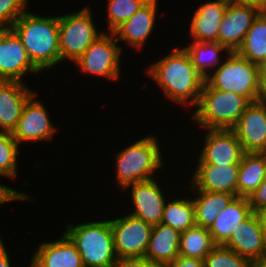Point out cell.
<instances>
[{"label": "cell", "instance_id": "obj_1", "mask_svg": "<svg viewBox=\"0 0 266 267\" xmlns=\"http://www.w3.org/2000/svg\"><path fill=\"white\" fill-rule=\"evenodd\" d=\"M145 70V76L158 84L166 101L195 109L205 79L197 72L184 47H172L167 55L163 54Z\"/></svg>", "mask_w": 266, "mask_h": 267}, {"label": "cell", "instance_id": "obj_2", "mask_svg": "<svg viewBox=\"0 0 266 267\" xmlns=\"http://www.w3.org/2000/svg\"><path fill=\"white\" fill-rule=\"evenodd\" d=\"M20 38L32 64L50 72L61 64L59 16H42L27 10L10 27ZM57 65V66H56Z\"/></svg>", "mask_w": 266, "mask_h": 267}, {"label": "cell", "instance_id": "obj_3", "mask_svg": "<svg viewBox=\"0 0 266 267\" xmlns=\"http://www.w3.org/2000/svg\"><path fill=\"white\" fill-rule=\"evenodd\" d=\"M159 143L157 136L147 134L114 153L116 189L121 192L129 184L158 178L157 171L162 174L160 170L166 167L167 160L163 158L164 150Z\"/></svg>", "mask_w": 266, "mask_h": 267}, {"label": "cell", "instance_id": "obj_4", "mask_svg": "<svg viewBox=\"0 0 266 267\" xmlns=\"http://www.w3.org/2000/svg\"><path fill=\"white\" fill-rule=\"evenodd\" d=\"M65 224L63 231L81 255L84 267H113L116 262L110 219Z\"/></svg>", "mask_w": 266, "mask_h": 267}, {"label": "cell", "instance_id": "obj_5", "mask_svg": "<svg viewBox=\"0 0 266 267\" xmlns=\"http://www.w3.org/2000/svg\"><path fill=\"white\" fill-rule=\"evenodd\" d=\"M251 103L246 96L214 89L205 81L190 118L198 128L231 130Z\"/></svg>", "mask_w": 266, "mask_h": 267}, {"label": "cell", "instance_id": "obj_6", "mask_svg": "<svg viewBox=\"0 0 266 267\" xmlns=\"http://www.w3.org/2000/svg\"><path fill=\"white\" fill-rule=\"evenodd\" d=\"M92 11L87 4L74 12L59 14L61 63L69 61L73 64L104 33V30L97 29Z\"/></svg>", "mask_w": 266, "mask_h": 267}, {"label": "cell", "instance_id": "obj_7", "mask_svg": "<svg viewBox=\"0 0 266 267\" xmlns=\"http://www.w3.org/2000/svg\"><path fill=\"white\" fill-rule=\"evenodd\" d=\"M260 75V66L231 52L205 81L214 89L240 94L255 102L259 93Z\"/></svg>", "mask_w": 266, "mask_h": 267}, {"label": "cell", "instance_id": "obj_8", "mask_svg": "<svg viewBox=\"0 0 266 267\" xmlns=\"http://www.w3.org/2000/svg\"><path fill=\"white\" fill-rule=\"evenodd\" d=\"M123 47L119 45L113 32L105 30L73 64L83 74L114 82L121 78V62L125 52Z\"/></svg>", "mask_w": 266, "mask_h": 267}, {"label": "cell", "instance_id": "obj_9", "mask_svg": "<svg viewBox=\"0 0 266 267\" xmlns=\"http://www.w3.org/2000/svg\"><path fill=\"white\" fill-rule=\"evenodd\" d=\"M110 219L117 258L145 257L153 225L126 211Z\"/></svg>", "mask_w": 266, "mask_h": 267}, {"label": "cell", "instance_id": "obj_10", "mask_svg": "<svg viewBox=\"0 0 266 267\" xmlns=\"http://www.w3.org/2000/svg\"><path fill=\"white\" fill-rule=\"evenodd\" d=\"M37 97L38 92H35L27 100L17 126L11 133L19 145L23 142L27 144L50 141L55 137V132L58 133L57 125L50 118L46 103Z\"/></svg>", "mask_w": 266, "mask_h": 267}, {"label": "cell", "instance_id": "obj_11", "mask_svg": "<svg viewBox=\"0 0 266 267\" xmlns=\"http://www.w3.org/2000/svg\"><path fill=\"white\" fill-rule=\"evenodd\" d=\"M159 182V178H155L149 181L127 185L122 192L125 191L124 193H126L128 191L127 198L130 195L129 200L131 202L129 203V207L130 204L133 207H130L131 211L128 213L151 225L161 223L165 203L172 197V193L168 196L166 194L167 192L163 190L164 187L160 186L162 183L160 184Z\"/></svg>", "mask_w": 266, "mask_h": 267}, {"label": "cell", "instance_id": "obj_12", "mask_svg": "<svg viewBox=\"0 0 266 267\" xmlns=\"http://www.w3.org/2000/svg\"><path fill=\"white\" fill-rule=\"evenodd\" d=\"M201 150L196 154V164H240L245 151L232 130L204 129Z\"/></svg>", "mask_w": 266, "mask_h": 267}, {"label": "cell", "instance_id": "obj_13", "mask_svg": "<svg viewBox=\"0 0 266 267\" xmlns=\"http://www.w3.org/2000/svg\"><path fill=\"white\" fill-rule=\"evenodd\" d=\"M39 73L17 34L11 28H0V80L24 83L26 75Z\"/></svg>", "mask_w": 266, "mask_h": 267}, {"label": "cell", "instance_id": "obj_14", "mask_svg": "<svg viewBox=\"0 0 266 267\" xmlns=\"http://www.w3.org/2000/svg\"><path fill=\"white\" fill-rule=\"evenodd\" d=\"M240 164L214 165L196 164L184 185L186 191L226 192L238 197V175ZM186 186V187H185ZM188 188V189H187Z\"/></svg>", "mask_w": 266, "mask_h": 267}, {"label": "cell", "instance_id": "obj_15", "mask_svg": "<svg viewBox=\"0 0 266 267\" xmlns=\"http://www.w3.org/2000/svg\"><path fill=\"white\" fill-rule=\"evenodd\" d=\"M262 11L255 5L229 2L219 26L217 42L230 52H236Z\"/></svg>", "mask_w": 266, "mask_h": 267}, {"label": "cell", "instance_id": "obj_16", "mask_svg": "<svg viewBox=\"0 0 266 267\" xmlns=\"http://www.w3.org/2000/svg\"><path fill=\"white\" fill-rule=\"evenodd\" d=\"M159 0H149L127 21L117 27L113 34L118 42H125L128 47L141 52L146 41L149 40L157 25L158 2Z\"/></svg>", "mask_w": 266, "mask_h": 267}, {"label": "cell", "instance_id": "obj_17", "mask_svg": "<svg viewBox=\"0 0 266 267\" xmlns=\"http://www.w3.org/2000/svg\"><path fill=\"white\" fill-rule=\"evenodd\" d=\"M231 130L245 153H266V105L252 102Z\"/></svg>", "mask_w": 266, "mask_h": 267}, {"label": "cell", "instance_id": "obj_18", "mask_svg": "<svg viewBox=\"0 0 266 267\" xmlns=\"http://www.w3.org/2000/svg\"><path fill=\"white\" fill-rule=\"evenodd\" d=\"M63 234L55 241H41L30 256L29 267H84L81 255L69 237Z\"/></svg>", "mask_w": 266, "mask_h": 267}, {"label": "cell", "instance_id": "obj_19", "mask_svg": "<svg viewBox=\"0 0 266 267\" xmlns=\"http://www.w3.org/2000/svg\"><path fill=\"white\" fill-rule=\"evenodd\" d=\"M223 246L249 258L253 263L260 258L266 252V238L259 213L254 212L234 229Z\"/></svg>", "mask_w": 266, "mask_h": 267}, {"label": "cell", "instance_id": "obj_20", "mask_svg": "<svg viewBox=\"0 0 266 267\" xmlns=\"http://www.w3.org/2000/svg\"><path fill=\"white\" fill-rule=\"evenodd\" d=\"M35 92L27 83L0 80V132H13L27 100Z\"/></svg>", "mask_w": 266, "mask_h": 267}, {"label": "cell", "instance_id": "obj_21", "mask_svg": "<svg viewBox=\"0 0 266 267\" xmlns=\"http://www.w3.org/2000/svg\"><path fill=\"white\" fill-rule=\"evenodd\" d=\"M227 0H208L197 7L189 25V38L197 42H217L220 23L228 5Z\"/></svg>", "mask_w": 266, "mask_h": 267}, {"label": "cell", "instance_id": "obj_22", "mask_svg": "<svg viewBox=\"0 0 266 267\" xmlns=\"http://www.w3.org/2000/svg\"><path fill=\"white\" fill-rule=\"evenodd\" d=\"M254 212L245 197H235L223 209L209 228L215 245H224L230 238L232 231L248 219Z\"/></svg>", "mask_w": 266, "mask_h": 267}, {"label": "cell", "instance_id": "obj_23", "mask_svg": "<svg viewBox=\"0 0 266 267\" xmlns=\"http://www.w3.org/2000/svg\"><path fill=\"white\" fill-rule=\"evenodd\" d=\"M181 232L165 224L153 225L145 258L165 265L179 256Z\"/></svg>", "mask_w": 266, "mask_h": 267}, {"label": "cell", "instance_id": "obj_24", "mask_svg": "<svg viewBox=\"0 0 266 267\" xmlns=\"http://www.w3.org/2000/svg\"><path fill=\"white\" fill-rule=\"evenodd\" d=\"M189 43H187V46H184V49L189 54L197 72L204 79L216 70L231 53L218 42H197L191 40Z\"/></svg>", "mask_w": 266, "mask_h": 267}, {"label": "cell", "instance_id": "obj_25", "mask_svg": "<svg viewBox=\"0 0 266 267\" xmlns=\"http://www.w3.org/2000/svg\"><path fill=\"white\" fill-rule=\"evenodd\" d=\"M195 207V223L210 228L214 220L225 209L235 195L226 192L190 191Z\"/></svg>", "mask_w": 266, "mask_h": 267}, {"label": "cell", "instance_id": "obj_26", "mask_svg": "<svg viewBox=\"0 0 266 267\" xmlns=\"http://www.w3.org/2000/svg\"><path fill=\"white\" fill-rule=\"evenodd\" d=\"M266 177V153H245L239 167L238 197L248 198Z\"/></svg>", "mask_w": 266, "mask_h": 267}, {"label": "cell", "instance_id": "obj_27", "mask_svg": "<svg viewBox=\"0 0 266 267\" xmlns=\"http://www.w3.org/2000/svg\"><path fill=\"white\" fill-rule=\"evenodd\" d=\"M237 54L262 66L266 61V10H263L247 31Z\"/></svg>", "mask_w": 266, "mask_h": 267}, {"label": "cell", "instance_id": "obj_28", "mask_svg": "<svg viewBox=\"0 0 266 267\" xmlns=\"http://www.w3.org/2000/svg\"><path fill=\"white\" fill-rule=\"evenodd\" d=\"M178 195L172 194L173 198L166 201L161 223L183 232L196 225L195 207L190 192L183 197Z\"/></svg>", "mask_w": 266, "mask_h": 267}, {"label": "cell", "instance_id": "obj_29", "mask_svg": "<svg viewBox=\"0 0 266 267\" xmlns=\"http://www.w3.org/2000/svg\"><path fill=\"white\" fill-rule=\"evenodd\" d=\"M215 246L209 229L195 225L181 232L179 255L204 260Z\"/></svg>", "mask_w": 266, "mask_h": 267}, {"label": "cell", "instance_id": "obj_30", "mask_svg": "<svg viewBox=\"0 0 266 267\" xmlns=\"http://www.w3.org/2000/svg\"><path fill=\"white\" fill-rule=\"evenodd\" d=\"M20 149L11 133L0 132V177L9 178L11 181L17 179Z\"/></svg>", "mask_w": 266, "mask_h": 267}, {"label": "cell", "instance_id": "obj_31", "mask_svg": "<svg viewBox=\"0 0 266 267\" xmlns=\"http://www.w3.org/2000/svg\"><path fill=\"white\" fill-rule=\"evenodd\" d=\"M107 32H113L149 0H106Z\"/></svg>", "mask_w": 266, "mask_h": 267}, {"label": "cell", "instance_id": "obj_32", "mask_svg": "<svg viewBox=\"0 0 266 267\" xmlns=\"http://www.w3.org/2000/svg\"><path fill=\"white\" fill-rule=\"evenodd\" d=\"M205 267H253V262L235 251L216 245L204 258Z\"/></svg>", "mask_w": 266, "mask_h": 267}, {"label": "cell", "instance_id": "obj_33", "mask_svg": "<svg viewBox=\"0 0 266 267\" xmlns=\"http://www.w3.org/2000/svg\"><path fill=\"white\" fill-rule=\"evenodd\" d=\"M30 0H0V28H10L27 10Z\"/></svg>", "mask_w": 266, "mask_h": 267}, {"label": "cell", "instance_id": "obj_34", "mask_svg": "<svg viewBox=\"0 0 266 267\" xmlns=\"http://www.w3.org/2000/svg\"><path fill=\"white\" fill-rule=\"evenodd\" d=\"M33 199L35 200V197L29 195L27 192L18 191L17 189H14V187L4 184V182L0 183V206H4L6 203H14V201L29 202V200L33 201Z\"/></svg>", "mask_w": 266, "mask_h": 267}, {"label": "cell", "instance_id": "obj_35", "mask_svg": "<svg viewBox=\"0 0 266 267\" xmlns=\"http://www.w3.org/2000/svg\"><path fill=\"white\" fill-rule=\"evenodd\" d=\"M247 199L253 212L260 213L266 210V177Z\"/></svg>", "mask_w": 266, "mask_h": 267}, {"label": "cell", "instance_id": "obj_36", "mask_svg": "<svg viewBox=\"0 0 266 267\" xmlns=\"http://www.w3.org/2000/svg\"><path fill=\"white\" fill-rule=\"evenodd\" d=\"M113 267H164V266L152 263L145 257H126V258H117Z\"/></svg>", "mask_w": 266, "mask_h": 267}, {"label": "cell", "instance_id": "obj_37", "mask_svg": "<svg viewBox=\"0 0 266 267\" xmlns=\"http://www.w3.org/2000/svg\"><path fill=\"white\" fill-rule=\"evenodd\" d=\"M164 267H205L204 260L178 256L173 261L164 265Z\"/></svg>", "mask_w": 266, "mask_h": 267}, {"label": "cell", "instance_id": "obj_38", "mask_svg": "<svg viewBox=\"0 0 266 267\" xmlns=\"http://www.w3.org/2000/svg\"><path fill=\"white\" fill-rule=\"evenodd\" d=\"M257 102L266 105V70H261Z\"/></svg>", "mask_w": 266, "mask_h": 267}, {"label": "cell", "instance_id": "obj_39", "mask_svg": "<svg viewBox=\"0 0 266 267\" xmlns=\"http://www.w3.org/2000/svg\"><path fill=\"white\" fill-rule=\"evenodd\" d=\"M5 243L2 241L0 243V267H13L14 265L11 263L9 250L6 249Z\"/></svg>", "mask_w": 266, "mask_h": 267}, {"label": "cell", "instance_id": "obj_40", "mask_svg": "<svg viewBox=\"0 0 266 267\" xmlns=\"http://www.w3.org/2000/svg\"><path fill=\"white\" fill-rule=\"evenodd\" d=\"M232 3L255 5L259 8L266 10V0H227Z\"/></svg>", "mask_w": 266, "mask_h": 267}, {"label": "cell", "instance_id": "obj_41", "mask_svg": "<svg viewBox=\"0 0 266 267\" xmlns=\"http://www.w3.org/2000/svg\"><path fill=\"white\" fill-rule=\"evenodd\" d=\"M253 267H266V252L253 263Z\"/></svg>", "mask_w": 266, "mask_h": 267}, {"label": "cell", "instance_id": "obj_42", "mask_svg": "<svg viewBox=\"0 0 266 267\" xmlns=\"http://www.w3.org/2000/svg\"><path fill=\"white\" fill-rule=\"evenodd\" d=\"M259 216H260L261 221H262L263 230L265 232V238H266V210L260 212Z\"/></svg>", "mask_w": 266, "mask_h": 267}, {"label": "cell", "instance_id": "obj_43", "mask_svg": "<svg viewBox=\"0 0 266 267\" xmlns=\"http://www.w3.org/2000/svg\"><path fill=\"white\" fill-rule=\"evenodd\" d=\"M260 68H261V70H266V61L264 62V64Z\"/></svg>", "mask_w": 266, "mask_h": 267}, {"label": "cell", "instance_id": "obj_44", "mask_svg": "<svg viewBox=\"0 0 266 267\" xmlns=\"http://www.w3.org/2000/svg\"><path fill=\"white\" fill-rule=\"evenodd\" d=\"M2 234H0V243L3 241V237L1 236Z\"/></svg>", "mask_w": 266, "mask_h": 267}]
</instances>
